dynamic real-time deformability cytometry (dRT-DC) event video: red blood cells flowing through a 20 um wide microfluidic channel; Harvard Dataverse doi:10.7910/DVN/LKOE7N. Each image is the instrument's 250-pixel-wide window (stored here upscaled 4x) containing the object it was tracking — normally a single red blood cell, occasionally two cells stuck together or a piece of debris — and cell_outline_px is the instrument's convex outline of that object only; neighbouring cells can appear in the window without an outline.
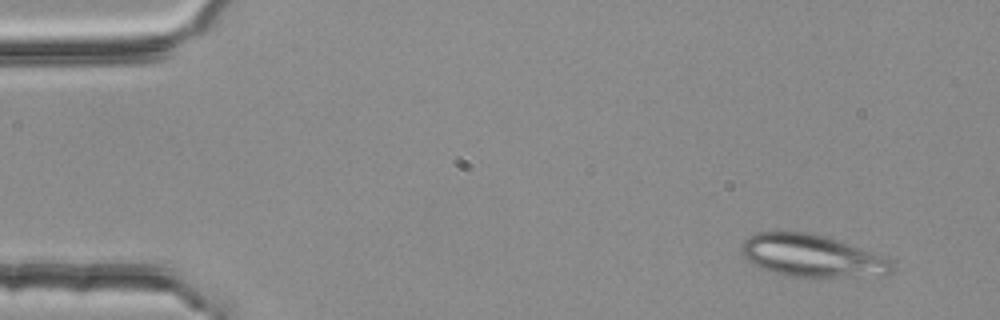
{"species": "common noctule bat (a hibernating species)", "species_latin": "Nyctalus noctula", "temperature_condition": "room temperature", "stored_images_in_passage": 4, "camera_frame_rate_fps": 3000, "um_per_image_px": 0.085, "animal": {"sex": "female", "body_mass_g": 25.1}, "frame": {"image": 1, "passage_image": 1, "time_ms": 0.0, "image_size_px": [1000, 320], "cell_outline_px": [[892, 268], [888, 276], [784, 276], [760, 268], [752, 264], [740, 252], [740, 244], [748, 236], [756, 232], [780, 228], [812, 232], [836, 240], [888, 260], [892, 264]], "centroid_in_image_um": [68.83, 21.7], "position_along_channel_um": 16.2, "area_um2": 37.28}}